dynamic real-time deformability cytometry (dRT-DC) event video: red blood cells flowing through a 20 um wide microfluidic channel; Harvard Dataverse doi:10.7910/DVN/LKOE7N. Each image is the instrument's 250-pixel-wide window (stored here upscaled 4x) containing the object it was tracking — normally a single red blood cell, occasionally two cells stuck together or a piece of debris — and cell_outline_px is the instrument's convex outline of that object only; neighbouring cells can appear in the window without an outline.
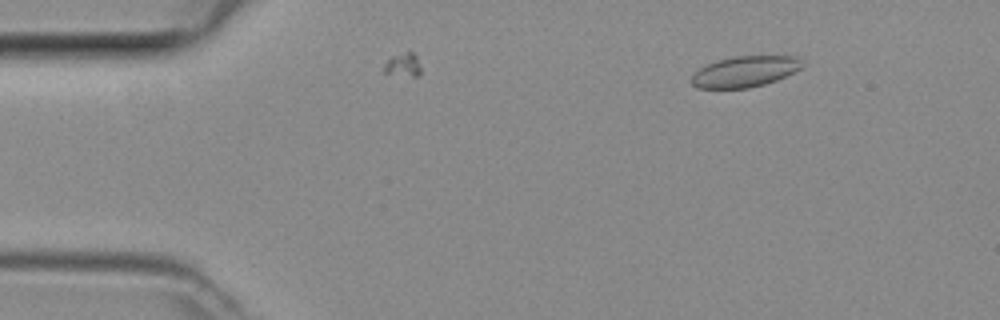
{"species": "common noctule bat (a hibernating species)", "species_latin": "Nyctalus noctula", "temperature_condition": "room temperature", "stored_images_in_passage": 7, "camera_frame_rate_fps": 3000, "um_per_image_px": 0.085, "animal": {"sex": "female", "body_mass_g": 29.2, "forearm_length_mm": 56.3}, "frame": {"image": 1, "passage_image": 5, "time_ms": 1.333, "image_size_px": [1000, 320], "cell_outline_px": [[804, 64], [800, 68], [776, 80], [764, 84], [748, 88], [696, 88], [692, 84], [692, 76], [700, 68], [716, 60], [736, 56], [796, 56]], "centroid_in_image_um": [63.3, 6.08], "position_along_channel_um": 21.7, "area_um2": 19.65}}